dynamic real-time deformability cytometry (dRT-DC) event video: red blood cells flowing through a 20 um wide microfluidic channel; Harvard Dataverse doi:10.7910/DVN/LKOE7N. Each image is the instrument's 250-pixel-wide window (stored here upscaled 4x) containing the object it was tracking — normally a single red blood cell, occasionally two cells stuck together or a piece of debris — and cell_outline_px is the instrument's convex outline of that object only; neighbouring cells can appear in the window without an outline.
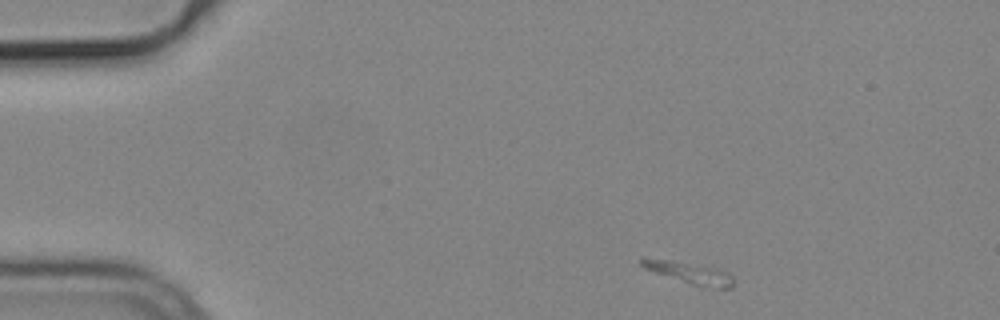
{"species": "common noctule bat (a hibernating species)", "species_latin": "Nyctalus noctula", "temperature_condition": "cold", "stored_images_in_passage": 3, "camera_frame_rate_fps": 3000, "um_per_image_px": 0.085, "animal": {"sex": "male", "body_mass_g": 19.2, "forearm_length_mm": 51.8}, "frame": {"image": 1, "passage_image": 1, "time_ms": 0.0, "image_size_px": [1000, 320], "cell_outline_px": [[732, 288], [700, 288], [644, 268], [640, 264], [640, 256], [644, 256], [668, 260], [712, 268], [728, 272], [732, 276]], "centroid_in_image_um": [58.56, 23.21], "position_along_channel_um": 26.4, "area_um2": 11.56}}